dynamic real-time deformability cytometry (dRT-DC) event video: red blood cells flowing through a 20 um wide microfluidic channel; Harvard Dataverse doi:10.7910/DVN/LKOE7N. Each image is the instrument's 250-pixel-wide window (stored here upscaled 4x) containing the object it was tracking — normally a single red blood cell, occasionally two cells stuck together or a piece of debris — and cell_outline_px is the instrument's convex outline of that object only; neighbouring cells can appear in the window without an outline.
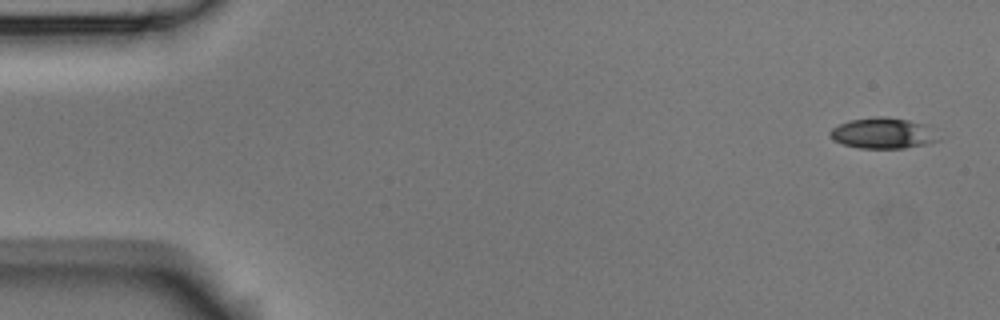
{"species": "Egyptian fruit bat (a non-hibernating species)", "species_latin": "Rousettus aegyptiacus", "temperature_condition": "room temperature", "stored_images_in_passage": 7, "camera_frame_rate_fps": 3000, "um_per_image_px": 0.085, "animal": {"sex": "male"}, "frame": {"image": 1, "passage_image": 1, "time_ms": 0.0, "image_size_px": [1000, 320], "cell_outline_px": [[940, 140], [924, 144], [904, 148], [860, 148], [844, 144], [832, 140], [828, 136], [828, 132], [832, 128], [840, 124], [852, 120], [908, 120], [928, 124]], "centroid_in_image_um": [75.05, 11.38], "position_along_channel_um": 10.0, "area_um2": 18.5}}
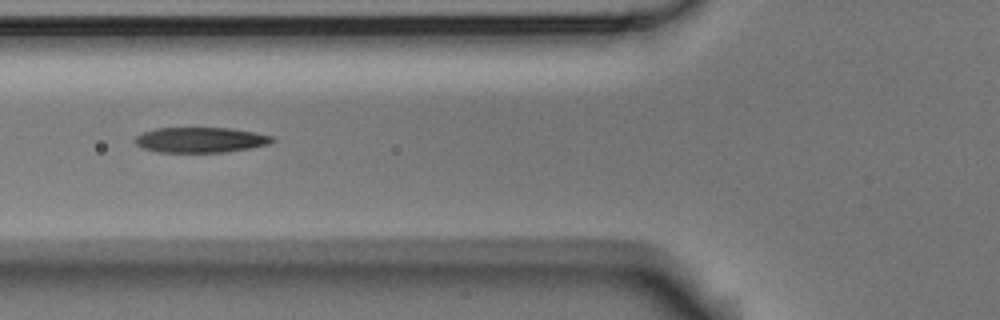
{"frame": {"image": 2, "passage_image": 6, "time_ms": 1.667, "image_size_px": [1000, 320], "cell_outline_px": [[276, 140], [268, 144], [248, 148], [224, 152], [160, 152], [144, 148], [136, 144], [136, 136], [144, 132], [156, 128], [228, 128], [252, 132], [272, 136]], "centroid_in_image_um": [17.04, 11.89], "position_along_channel_um": 108.8, "area_um2": 19.88}}
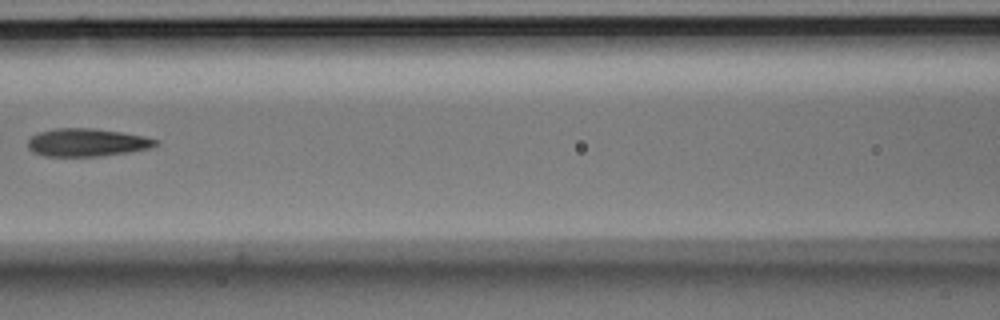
{"frame": {"image": 3, "passage_image": 7, "time_ms": 2.0, "image_size_px": [1000, 320], "cell_outline_px": [[160, 144], [148, 148], [128, 152], [100, 156], [44, 156], [32, 152], [28, 148], [28, 140], [32, 136], [40, 132], [56, 128], [92, 128], [120, 132], [144, 136], [160, 140]], "centroid_in_image_um": [7.39, 12.11], "position_along_channel_um": 159.2, "area_um2": 20.75}}